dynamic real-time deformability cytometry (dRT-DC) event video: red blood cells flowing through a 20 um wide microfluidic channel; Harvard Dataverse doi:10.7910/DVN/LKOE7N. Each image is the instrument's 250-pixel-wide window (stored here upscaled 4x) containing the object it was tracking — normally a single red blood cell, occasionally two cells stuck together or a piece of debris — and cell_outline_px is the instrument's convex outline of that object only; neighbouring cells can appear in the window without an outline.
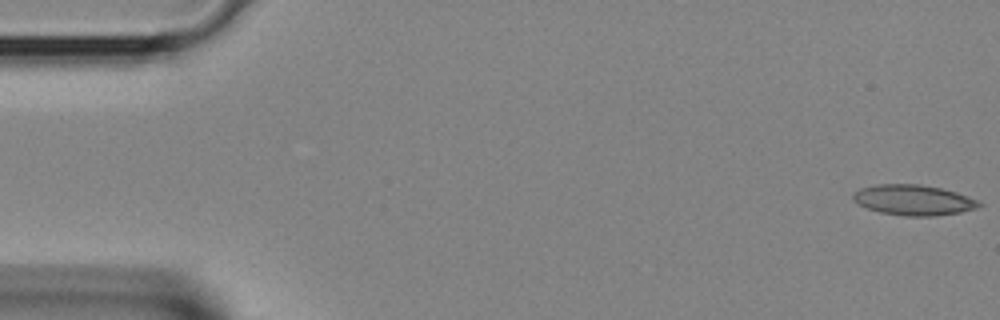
{"species": "Egyptian fruit bat (a non-hibernating species)", "species_latin": "Rousettus aegyptiacus", "temperature_condition": "room temperature", "stored_images_in_passage": 37, "camera_frame_rate_fps": 3000, "um_per_image_px": 0.085, "animal": {"sex": "female"}, "frame": {"image": 1, "passage_image": 1, "time_ms": 0.0, "image_size_px": [1000, 320], "cell_outline_px": [[984, 204], [976, 208], [960, 212], [936, 216], [904, 216], [880, 212], [868, 208], [852, 200], [852, 192], [860, 188], [876, 184], [920, 184], [940, 188], [956, 192], [968, 196]], "centroid_in_image_um": [77.62, 17.0], "position_along_channel_um": 7.4, "area_um2": 22.37}}
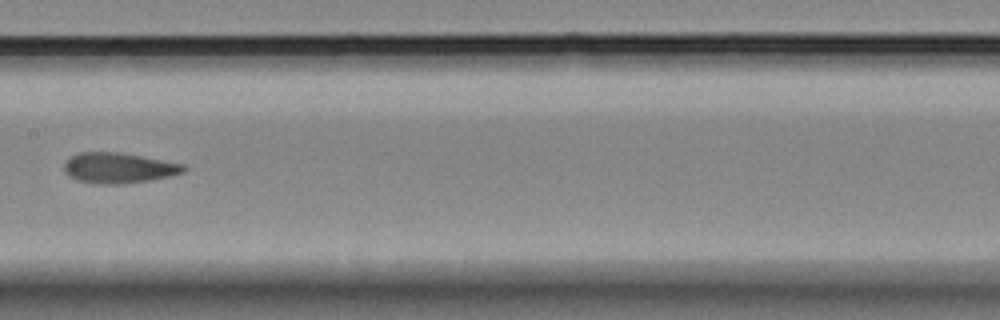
{"frame": {"image": 2, "passage_image": 19, "time_ms": 6.0, "image_size_px": [1000, 320], "cell_outline_px": [[188, 168], [184, 172], [168, 176], [148, 180], [124, 184], [96, 184], [76, 180], [64, 172], [64, 164], [72, 156], [80, 152], [120, 152], [184, 164]], "centroid_in_image_um": [10.08, 14.28], "position_along_channel_um": 197.3, "area_um2": 21.15}}
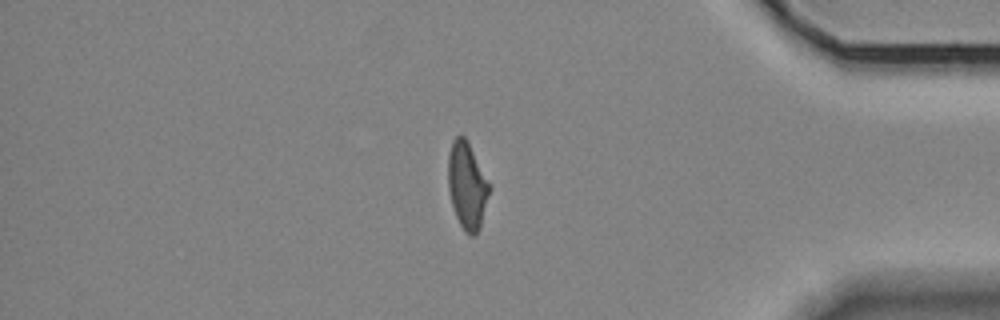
{"frame": {"image": 3, "passage_image": 32, "time_ms": 10.333, "image_size_px": [1000, 320], "cell_outline_px": [[492, 188], [480, 228], [472, 236], [468, 236], [464, 232], [456, 216], [452, 204], [448, 188], [448, 156], [452, 140], [460, 132], [468, 140]], "centroid_in_image_um": [39.71, 15.75], "position_along_channel_um": 395.5, "area_um2": 21.27}}